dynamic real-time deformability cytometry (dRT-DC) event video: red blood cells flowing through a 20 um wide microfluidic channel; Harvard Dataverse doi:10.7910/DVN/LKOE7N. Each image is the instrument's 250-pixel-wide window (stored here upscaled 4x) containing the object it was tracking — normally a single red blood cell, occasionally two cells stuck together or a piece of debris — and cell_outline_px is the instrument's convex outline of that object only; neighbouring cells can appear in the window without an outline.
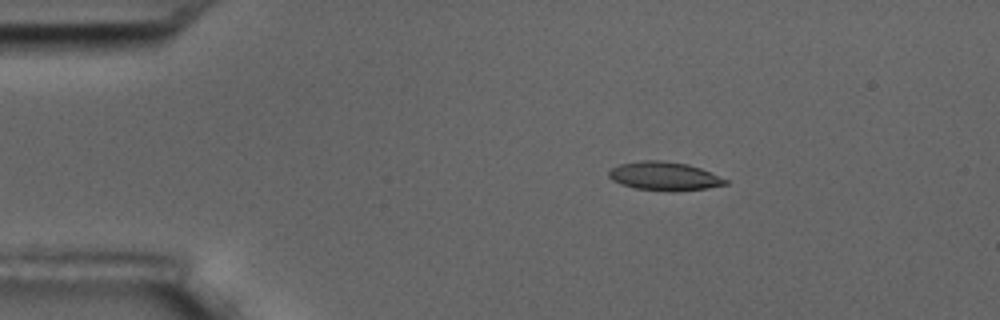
{"species": "common noctule bat (a hibernating species)", "species_latin": "Nyctalus noctula", "temperature_condition": "room temperature", "stored_images_in_passage": 6, "camera_frame_rate_fps": 3000, "um_per_image_px": 0.085, "animal": {"sex": "male", "body_mass_g": 17.5, "forearm_length_mm": 52.3}, "frame": {"image": 1, "passage_image": 3, "time_ms": 2.333, "image_size_px": [1000, 320], "cell_outline_px": [[728, 184], [708, 188], [676, 192], [672, 192], [636, 188], [620, 184], [612, 180], [608, 176], [608, 172], [612, 168], [620, 164], [640, 160], [660, 160], [688, 164], [700, 168], [728, 180]], "centroid_in_image_um": [56.46, 14.98], "position_along_channel_um": 28.5, "area_um2": 19.54}}
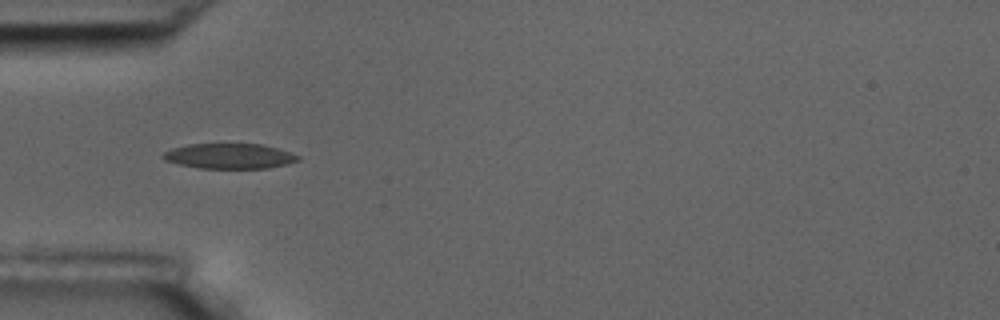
{"frame": {"image": 2, "passage_image": 5, "time_ms": 5.0, "image_size_px": [1000, 320], "cell_outline_px": [[300, 160], [268, 168], [200, 168], [180, 164], [164, 160], [160, 156], [164, 152], [172, 148], [188, 144], [260, 144], [276, 148], [300, 156]], "centroid_in_image_um": [19.46, 13.26], "position_along_channel_um": 65.5, "area_um2": 19.59}}